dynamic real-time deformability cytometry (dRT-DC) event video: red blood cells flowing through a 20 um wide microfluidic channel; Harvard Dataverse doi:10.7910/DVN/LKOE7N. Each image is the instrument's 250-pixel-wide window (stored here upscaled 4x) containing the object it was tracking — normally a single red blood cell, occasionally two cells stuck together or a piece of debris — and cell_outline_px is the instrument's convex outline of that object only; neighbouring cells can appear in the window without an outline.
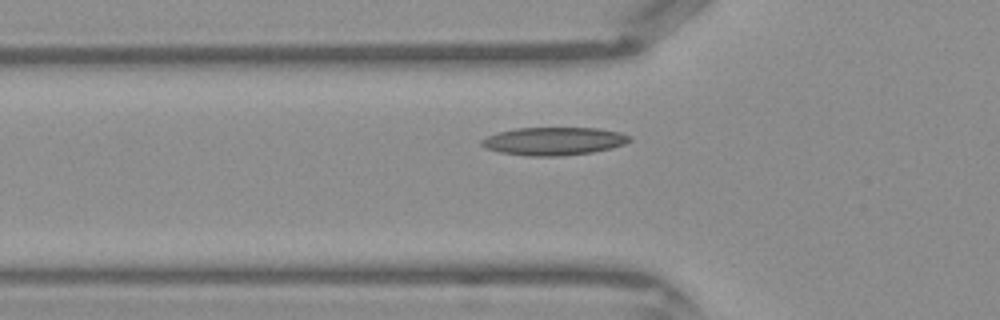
{"species": "Egyptian fruit bat (a non-hibernating species)", "species_latin": "Rousettus aegyptiacus", "temperature_condition": "warm", "stored_images_in_passage": 30, "camera_frame_rate_fps": 3000, "um_per_image_px": 0.085, "frame": {"image": 1, "passage_image": 3, "time_ms": 0.667, "image_size_px": [1000, 320], "cell_outline_px": [[632, 140], [624, 144], [612, 148], [592, 152], [560, 156], [528, 156], [500, 152], [488, 148], [480, 144], [480, 140], [488, 136], [500, 132], [516, 128], [600, 128], [620, 132], [632, 136]], "centroid_in_image_um": [47.12, 11.99], "position_along_channel_um": 78.7, "area_um2": 24.1}}
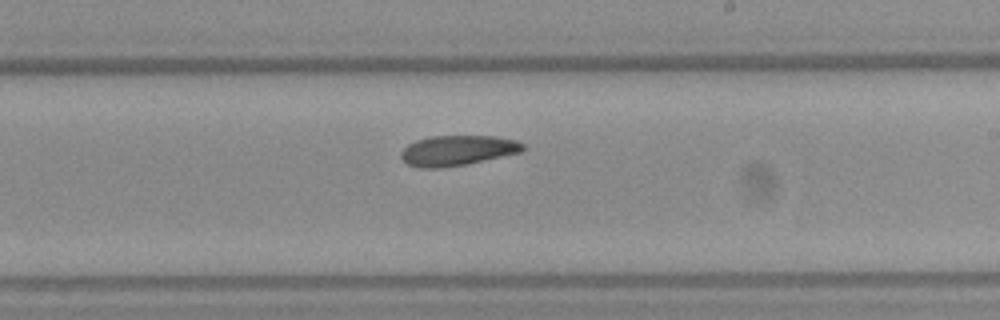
{"frame": {"image": 2, "passage_image": 14, "time_ms": 4.333, "image_size_px": [1000, 320], "cell_outline_px": [[528, 148], [520, 152], [464, 164], [440, 168], [420, 168], [408, 164], [400, 156], [400, 152], [408, 144], [416, 140], [432, 136], [496, 136], [516, 140], [524, 144]], "centroid_in_image_um": [38.88, 12.78], "position_along_channel_um": 250.1, "area_um2": 21.33}}
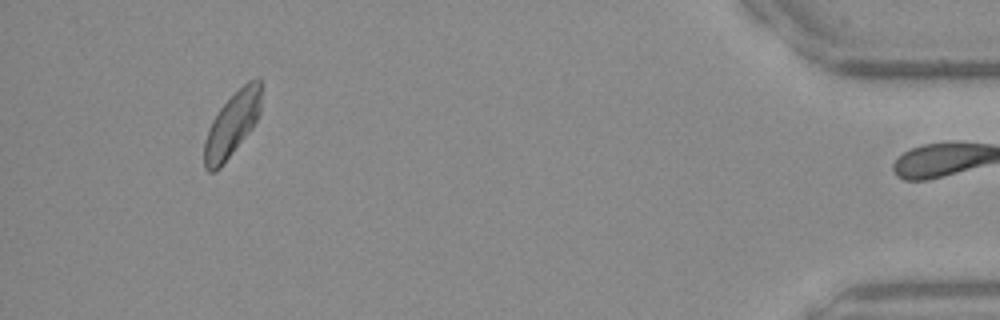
{"frame": {"image": 3, "passage_image": 29, "time_ms": 9.333, "image_size_px": [1000, 320], "cell_outline_px": [[260, 112], [252, 128], [220, 168], [216, 172], [208, 172], [204, 168], [204, 140], [212, 120], [220, 108], [248, 80], [256, 76], [260, 76]], "centroid_in_image_um": [19.71, 10.59], "position_along_channel_um": 415.5, "area_um2": 21.1}}